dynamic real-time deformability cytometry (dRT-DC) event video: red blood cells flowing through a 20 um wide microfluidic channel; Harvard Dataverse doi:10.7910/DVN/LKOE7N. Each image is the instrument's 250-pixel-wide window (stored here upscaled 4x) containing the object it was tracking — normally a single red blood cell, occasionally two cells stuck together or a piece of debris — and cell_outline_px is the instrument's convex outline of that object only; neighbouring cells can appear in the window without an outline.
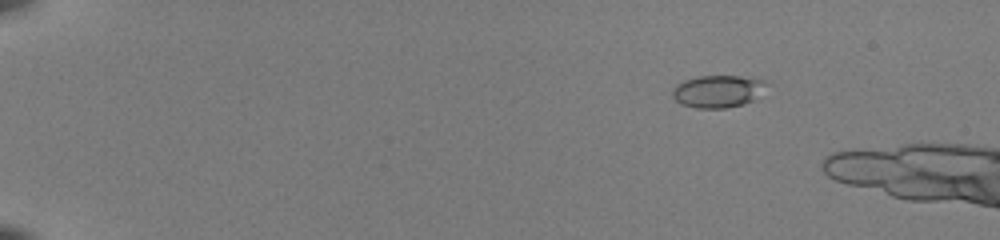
{"species": "common noctule bat (a hibernating species)", "species_latin": "Nyctalus noctula", "temperature_condition": "room temperature", "stored_images_in_passage": 10, "camera_frame_rate_fps": 3000, "um_per_image_px": 0.085, "animal": {"sex": "female", "body_mass_g": 22.0, "forearm_length_mm": 56.7}, "frame": {"image": 1, "passage_image": 1, "time_ms": 0.0, "image_size_px": [1000, 240], "cell_outline_px": [[764, 84], [752, 100], [744, 104], [724, 108], [696, 108], [680, 104], [672, 96], [672, 88], [676, 84], [684, 80], [696, 76], [740, 76], [764, 80]], "centroid_in_image_um": [60.9, 7.76], "position_along_channel_um": 24.1, "area_um2": 17.4}}